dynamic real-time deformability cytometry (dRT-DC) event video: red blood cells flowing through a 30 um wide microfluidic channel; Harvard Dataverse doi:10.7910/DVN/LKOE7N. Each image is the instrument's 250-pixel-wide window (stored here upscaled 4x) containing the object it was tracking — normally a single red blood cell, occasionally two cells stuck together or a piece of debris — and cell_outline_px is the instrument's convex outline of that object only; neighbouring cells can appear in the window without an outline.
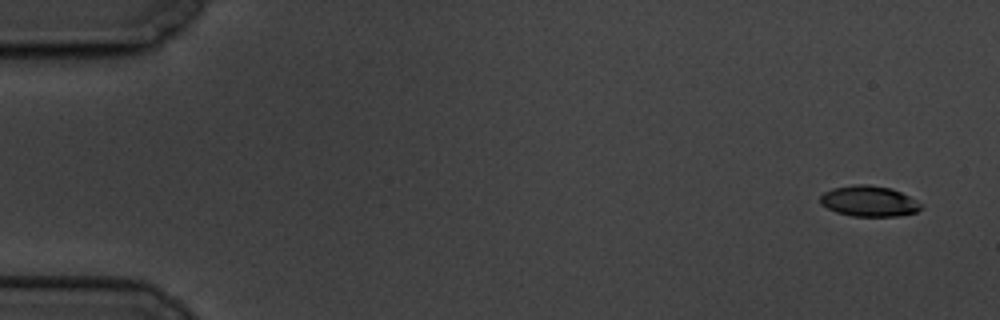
{"species": "common noctule bat (a hibernating species)", "species_latin": "Nyctalus noctula", "temperature_condition": "cold", "stored_images_in_passage": 5, "camera_frame_rate_fps": 3000, "um_per_image_px": 0.085, "animal": {"sex": "male", "body_mass_g": 19.5, "forearm_length_mm": 54.6}, "frame": {"image": 1, "passage_image": 1, "time_ms": 0.0, "image_size_px": [1000, 320], "cell_outline_px": [[924, 208], [916, 212], [896, 216], [852, 216], [836, 212], [820, 204], [820, 196], [824, 192], [832, 188], [852, 184], [868, 184], [892, 188], [916, 200]], "centroid_in_image_um": [73.84, 17.09], "position_along_channel_um": 11.2, "area_um2": 18.09}}
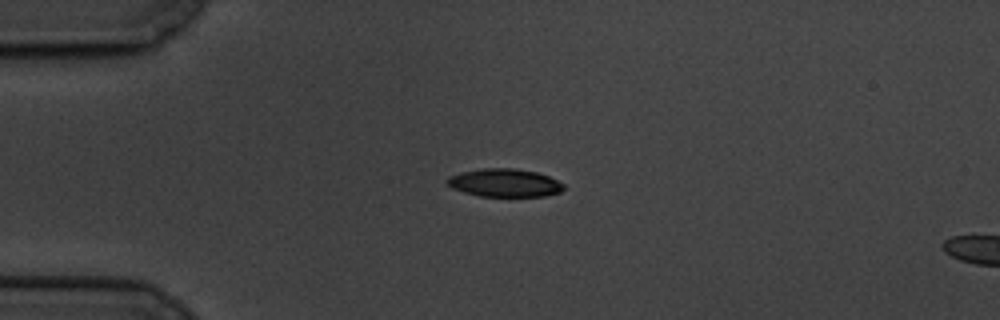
{"frame": {"image": 2, "passage_image": 4, "time_ms": 4.0, "image_size_px": [1000, 320], "cell_outline_px": [[564, 188], [560, 192], [544, 196], [480, 196], [464, 192], [452, 188], [444, 180], [448, 176], [460, 172], [484, 168], [516, 168], [536, 172], [548, 176], [564, 184]], "centroid_in_image_um": [42.86, 15.53], "position_along_channel_um": 42.1, "area_um2": 19.07}}